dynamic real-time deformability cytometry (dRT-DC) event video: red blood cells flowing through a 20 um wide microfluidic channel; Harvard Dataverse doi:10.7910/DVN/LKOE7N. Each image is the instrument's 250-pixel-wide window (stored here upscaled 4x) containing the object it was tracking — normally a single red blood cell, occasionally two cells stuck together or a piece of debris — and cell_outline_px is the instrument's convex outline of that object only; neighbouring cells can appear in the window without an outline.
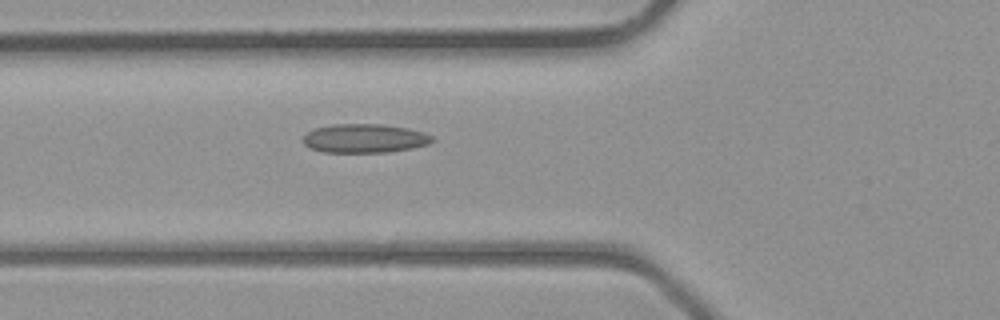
{"species": "common noctule bat (a hibernating species)", "species_latin": "Nyctalus noctula", "temperature_condition": "room temperature", "stored_images_in_passage": 31, "segment_of_instrument_passage": [1, 2], "camera_frame_rate_fps": 3000, "um_per_image_px": 0.085, "animal": {"sex": "male", "body_mass_g": 23.1, "forearm_length_mm": 52.7}, "frame": {"image": 1, "passage_image": 4, "time_ms": 1.0, "image_size_px": [1000, 320], "cell_outline_px": [[436, 140], [428, 144], [412, 148], [388, 152], [324, 152], [308, 148], [304, 144], [304, 136], [308, 132], [316, 128], [332, 124], [384, 124], [408, 128], [424, 132], [432, 136]], "centroid_in_image_um": [31.02, 11.76], "position_along_channel_um": 94.8, "area_um2": 21.79}}
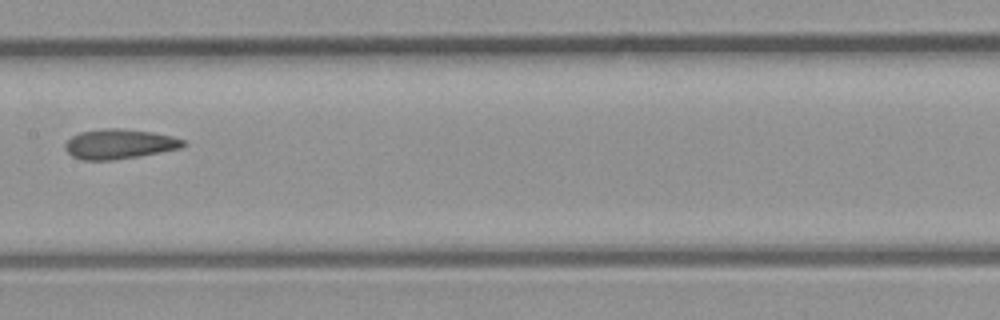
{"frame": {"image": 2, "passage_image": 10, "time_ms": 3.0, "image_size_px": [1000, 320], "cell_outline_px": [[188, 144], [180, 148], [140, 156], [112, 160], [84, 160], [72, 156], [64, 148], [64, 144], [72, 136], [80, 132], [100, 128], [124, 128], [152, 132], [172, 136], [184, 140]], "centroid_in_image_um": [10.14, 12.23], "position_along_channel_um": 197.3, "area_um2": 20.63}}
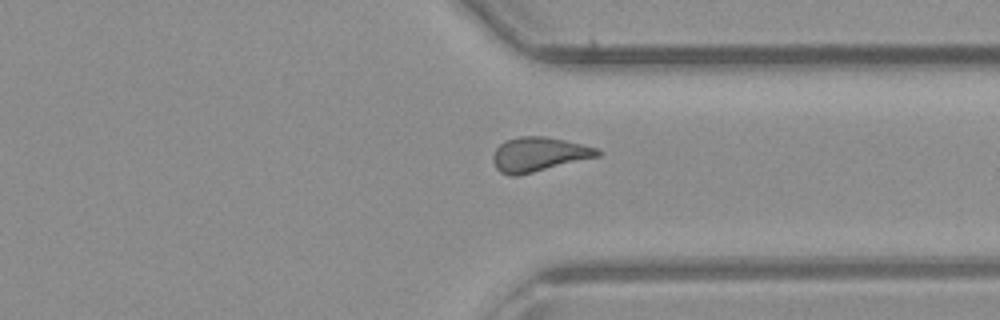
{"frame": {"image": 3, "passage_image": 20, "time_ms": 6.333, "image_size_px": [1000, 320], "cell_outline_px": [[600, 156], [520, 176], [512, 176], [500, 172], [496, 168], [492, 160], [492, 156], [496, 148], [504, 140], [520, 136], [544, 136], [564, 140], [600, 148]], "centroid_in_image_um": [45.79, 13.13], "position_along_channel_um": 365.6, "area_um2": 21.21}}